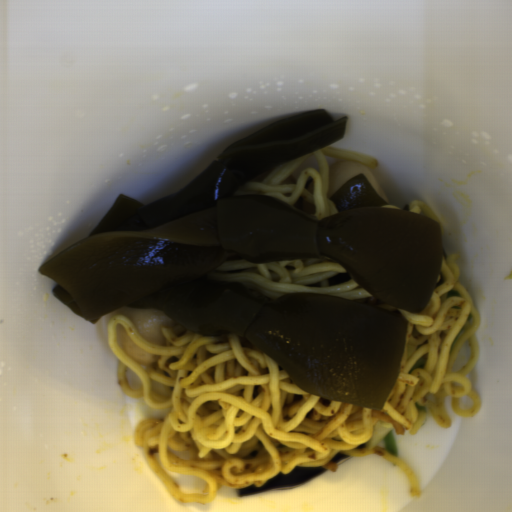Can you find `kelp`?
<instances>
[{
  "label": "kelp",
  "instance_id": "kelp-1",
  "mask_svg": "<svg viewBox=\"0 0 512 512\" xmlns=\"http://www.w3.org/2000/svg\"><path fill=\"white\" fill-rule=\"evenodd\" d=\"M347 117L302 111L229 146L187 187L145 206L119 194L82 240L39 267L51 293L97 324L155 308L203 336L234 333L320 398L382 409L401 369L405 318L347 298L289 292L273 301L206 278L232 258L338 262L380 302L425 310L442 259L441 226L384 206L363 173L313 219L284 199L232 195L249 181L342 141Z\"/></svg>",
  "mask_w": 512,
  "mask_h": 512
}]
</instances>
